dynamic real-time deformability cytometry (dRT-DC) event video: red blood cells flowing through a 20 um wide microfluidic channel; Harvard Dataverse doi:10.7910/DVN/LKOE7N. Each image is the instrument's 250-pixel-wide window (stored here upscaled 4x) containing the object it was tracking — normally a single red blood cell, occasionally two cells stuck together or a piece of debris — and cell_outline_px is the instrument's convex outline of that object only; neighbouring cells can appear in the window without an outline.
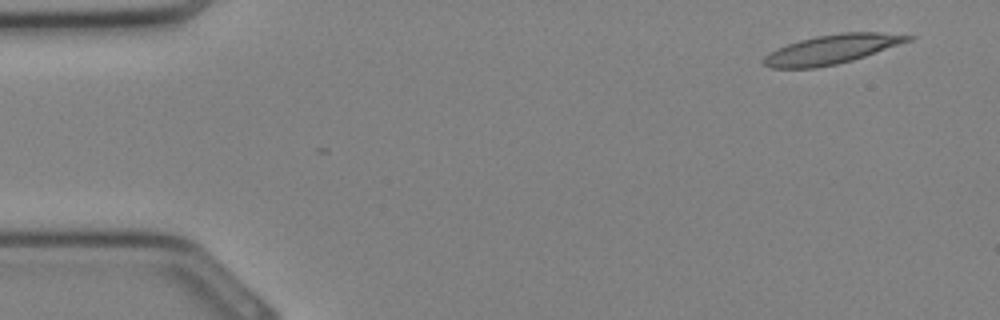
{"species": "Egyptian fruit bat (a non-hibernating species)", "species_latin": "Rousettus aegyptiacus", "temperature_condition": "cold", "stored_images_in_passage": 10, "camera_frame_rate_fps": 3000, "um_per_image_px": 0.085, "animal": {"sex": "female"}, "frame": {"image": 1, "passage_image": 2, "time_ms": 0.333, "image_size_px": [1000, 320], "cell_outline_px": [[916, 36], [912, 40], [852, 60], [836, 64], [816, 68], [772, 68], [764, 64], [764, 56], [768, 52], [776, 48], [800, 40], [816, 36], [840, 32], [880, 32]], "centroid_in_image_um": [70.69, 4.18], "position_along_channel_um": 14.3, "area_um2": 24.45}}
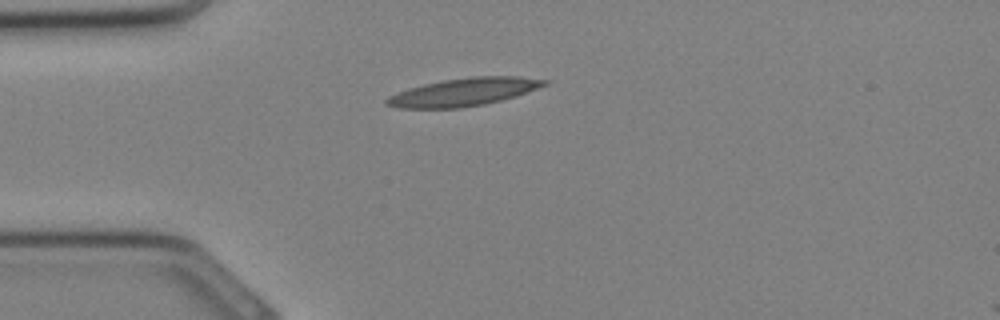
{"frame": {"image": 2, "passage_image": 8, "time_ms": 2.333, "image_size_px": [1000, 320], "cell_outline_px": [[552, 80], [548, 84], [516, 96], [484, 104], [460, 108], [396, 108], [384, 104], [384, 100], [388, 96], [408, 88], [424, 84], [444, 80], [472, 76], [516, 76]], "centroid_in_image_um": [39.41, 7.82], "position_along_channel_um": 45.6, "area_um2": 25.66}}